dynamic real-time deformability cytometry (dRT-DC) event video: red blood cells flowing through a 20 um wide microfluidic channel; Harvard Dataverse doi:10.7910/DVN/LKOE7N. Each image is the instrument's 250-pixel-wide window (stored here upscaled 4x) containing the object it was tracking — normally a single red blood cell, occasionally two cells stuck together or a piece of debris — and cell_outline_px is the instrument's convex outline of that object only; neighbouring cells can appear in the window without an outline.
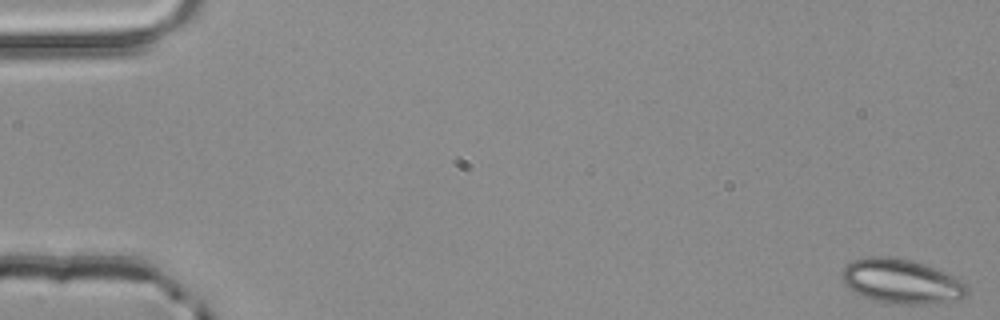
{"species": "common noctule bat (a hibernating species)", "species_latin": "Nyctalus noctula", "temperature_condition": "room temperature", "stored_images_in_passage": 4, "camera_frame_rate_fps": 3000, "um_per_image_px": 0.085, "animal": {"sex": "male", "body_mass_g": 20.4}, "frame": {"image": 1, "passage_image": 1, "time_ms": 0.0, "image_size_px": [1000, 320], "cell_outline_px": [[968, 292], [964, 296], [956, 300], [924, 304], [896, 304], [872, 300], [848, 288], [844, 284], [840, 276], [840, 272], [852, 260], [868, 256], [888, 256], [912, 260], [924, 264], [952, 276], [960, 280], [968, 288]], "centroid_in_image_um": [76.56, 23.91], "position_along_channel_um": 8.4, "area_um2": 32.31}}